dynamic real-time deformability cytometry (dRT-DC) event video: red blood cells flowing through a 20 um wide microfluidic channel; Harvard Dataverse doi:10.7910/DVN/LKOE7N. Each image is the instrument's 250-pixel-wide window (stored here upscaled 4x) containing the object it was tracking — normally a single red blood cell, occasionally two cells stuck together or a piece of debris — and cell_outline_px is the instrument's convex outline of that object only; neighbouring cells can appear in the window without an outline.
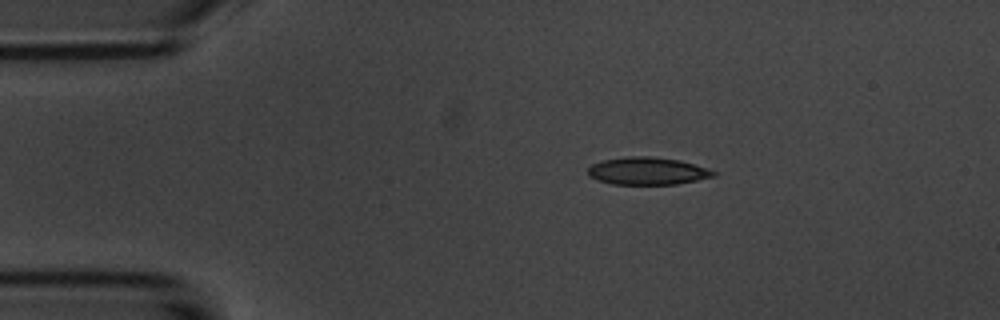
{"species": "common noctule bat (a hibernating species)", "species_latin": "Nyctalus noctula", "temperature_condition": "room temperature", "stored_images_in_passage": 2, "camera_frame_rate_fps": 3000, "um_per_image_px": 0.085, "animal": {"sex": "male", "body_mass_g": 20.1, "forearm_length_mm": 53.5}, "frame": {"image": 1, "passage_image": 1, "time_ms": 0.0, "image_size_px": [1000, 320], "cell_outline_px": [[716, 176], [676, 184], [612, 184], [596, 180], [588, 176], [588, 168], [592, 164], [604, 160], [628, 156], [652, 156], [680, 160], [708, 168], [716, 172]], "centroid_in_image_um": [55.03, 14.53], "position_along_channel_um": 30.0, "area_um2": 20.17}}